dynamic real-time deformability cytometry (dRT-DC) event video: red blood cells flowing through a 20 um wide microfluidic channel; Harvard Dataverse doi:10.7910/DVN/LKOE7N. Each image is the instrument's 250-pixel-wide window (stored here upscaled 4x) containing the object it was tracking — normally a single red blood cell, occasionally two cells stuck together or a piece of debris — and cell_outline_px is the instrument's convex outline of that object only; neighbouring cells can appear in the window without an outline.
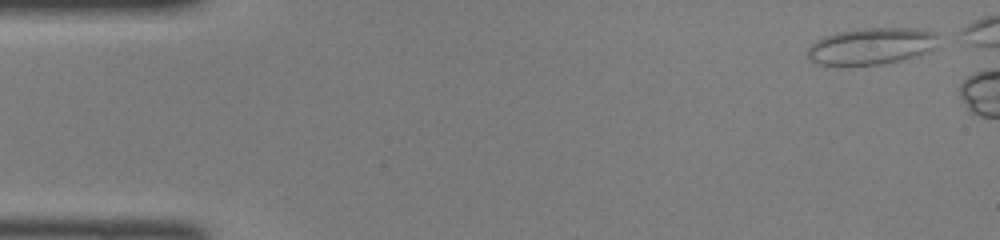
{"species": "common noctule bat (a hibernating species)", "species_latin": "Nyctalus noctula", "temperature_condition": "room temperature", "stored_images_in_passage": 37, "camera_frame_rate_fps": 3000, "um_per_image_px": 0.085, "animal": {"sex": "female", "body_mass_g": 22.0, "forearm_length_mm": 56.7}, "frame": {"image": 1, "passage_image": 1, "time_ms": 0.0, "image_size_px": [1000, 240], "cell_outline_px": [[936, 36], [932, 48], [924, 52], [900, 60], [880, 64], [816, 64], [808, 56], [808, 48], [816, 40], [824, 36], [836, 32], [860, 28], [916, 28], [936, 32]], "centroid_in_image_um": [74.01, 3.89], "position_along_channel_um": 11.0, "area_um2": 27.28}}
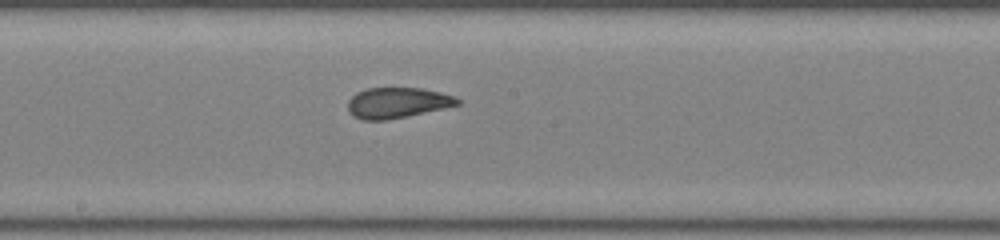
{"frame": {"image": 2, "passage_image": 23, "time_ms": 7.333, "image_size_px": [1000, 240], "cell_outline_px": [[460, 104], [444, 108], [408, 116], [384, 120], [360, 120], [352, 116], [348, 112], [348, 100], [356, 92], [368, 88], [420, 88], [440, 92], [452, 96], [460, 100]], "centroid_in_image_um": [33.72, 8.74], "position_along_channel_um": 214.5, "area_um2": 19.54}}
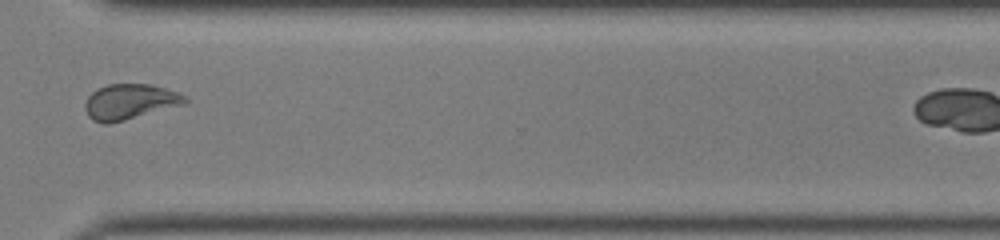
{"frame": {"image": 3, "passage_image": 33, "time_ms": 10.667, "image_size_px": [1000, 240], "cell_outline_px": [[188, 104], [108, 124], [104, 124], [92, 120], [88, 116], [84, 108], [84, 104], [88, 96], [96, 88], [108, 84], [152, 84], [188, 96]], "centroid_in_image_um": [11.05, 8.65], "position_along_channel_um": 359.6, "area_um2": 20.92}}